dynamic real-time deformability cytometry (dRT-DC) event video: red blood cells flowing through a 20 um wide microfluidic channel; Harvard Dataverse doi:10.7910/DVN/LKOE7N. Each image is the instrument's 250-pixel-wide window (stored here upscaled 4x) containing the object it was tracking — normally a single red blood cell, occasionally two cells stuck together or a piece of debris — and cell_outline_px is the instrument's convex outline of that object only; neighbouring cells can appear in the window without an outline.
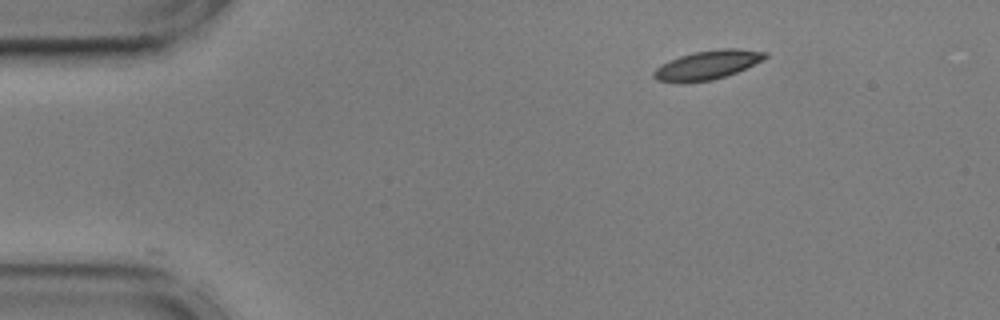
{"species": "common noctule bat (a hibernating species)", "species_latin": "Nyctalus noctula", "temperature_condition": "cold", "stored_images_in_passage": 42, "camera_frame_rate_fps": 3000, "um_per_image_px": 0.085, "animal": {"sex": "male", "body_mass_g": 17.9, "forearm_length_mm": 54.2}, "frame": {"image": 1, "passage_image": 1, "time_ms": 0.0, "image_size_px": [1000, 320], "cell_outline_px": [[768, 56], [764, 60], [736, 72], [712, 80], [680, 84], [656, 80], [652, 76], [652, 72], [660, 64], [668, 60], [692, 52], [720, 48], [740, 48], [768, 52]], "centroid_in_image_um": [60.1, 5.52], "position_along_channel_um": 24.9, "area_um2": 19.25}}
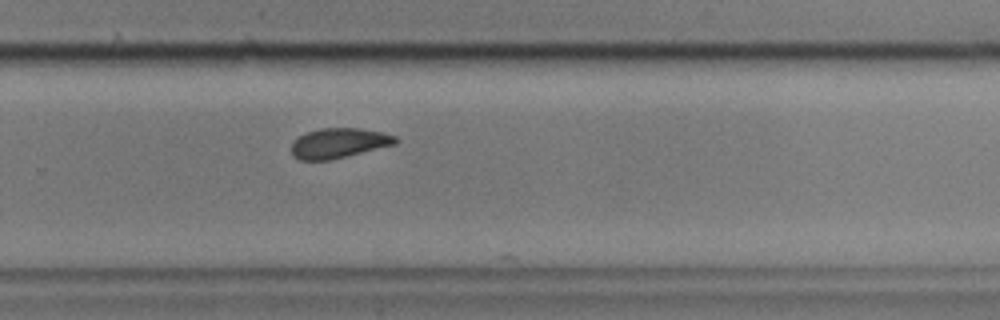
{"frame": {"image": 2, "passage_image": 30, "time_ms": 9.667, "image_size_px": [1000, 320], "cell_outline_px": [[400, 140], [396, 144], [328, 160], [300, 160], [292, 156], [292, 144], [300, 136], [308, 132], [320, 128], [360, 128], [384, 132], [396, 136]], "centroid_in_image_um": [28.84, 12.15], "position_along_channel_um": 301.0, "area_um2": 18.03}}
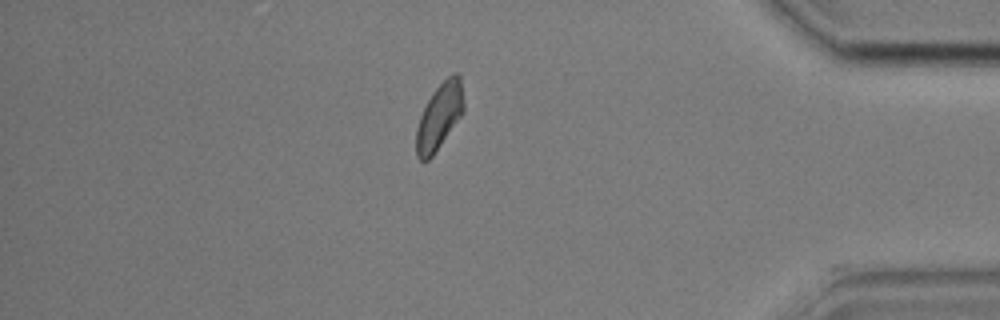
{"frame": {"image": 3, "passage_image": 41, "time_ms": 13.333, "image_size_px": [1000, 320], "cell_outline_px": [[464, 112], [432, 156], [428, 160], [420, 160], [416, 156], [416, 128], [420, 116], [432, 92], [452, 72], [456, 72], [460, 76], [464, 104]], "centroid_in_image_um": [37.35, 9.88], "position_along_channel_um": 397.9, "area_um2": 18.15}, "authors_computed_cell_mechanics": {"area_um2": 18.7272, "velocity_mm_per_s": 3.5597, "shape_relaxation_time_tau1_ms": 9.1447, "shape_relaxation_time_tau2_ms": 5.2005, "deformation_change_tau1": 0.1563, "deformation_change_tau2": 0.1068}}